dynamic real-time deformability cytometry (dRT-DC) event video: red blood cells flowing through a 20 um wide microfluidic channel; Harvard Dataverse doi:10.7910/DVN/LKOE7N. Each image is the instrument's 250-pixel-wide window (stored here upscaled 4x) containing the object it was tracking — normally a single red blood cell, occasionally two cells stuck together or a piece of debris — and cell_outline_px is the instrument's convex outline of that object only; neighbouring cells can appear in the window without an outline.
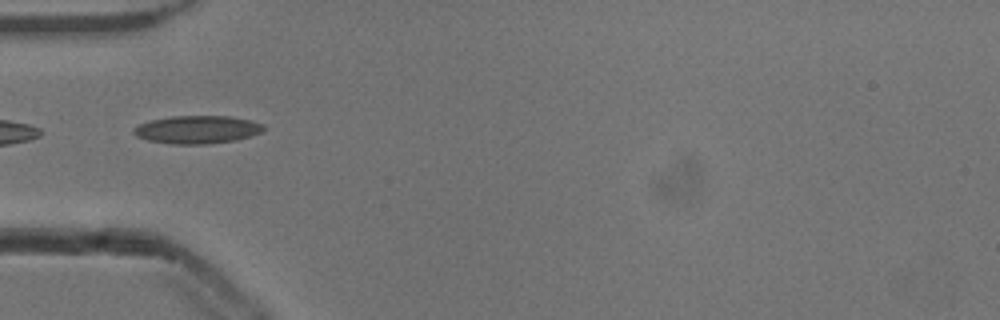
{"species": "common noctule bat (a hibernating species)", "species_latin": "Nyctalus noctula", "temperature_condition": "cold", "stored_images_in_passage": 37, "camera_frame_rate_fps": 3000, "um_per_image_px": 0.085, "animal": {"sex": "male", "body_mass_g": 13.3}, "frame": {"image": 1, "passage_image": 1, "time_ms": 0.0, "image_size_px": [1000, 320], "cell_outline_px": [[264, 128], [260, 132], [236, 140], [208, 144], [172, 144], [148, 140], [136, 136], [132, 132], [132, 128], [140, 124], [152, 120], [172, 116], [228, 116], [248, 120], [264, 124]], "centroid_in_image_um": [16.73, 11.02], "position_along_channel_um": 68.3, "area_um2": 20.98}, "authors_computed_cell_mechanics": {"area_um2": 19.7676, "velocity_mm_per_s": 3.8554, "shape_relaxation_time_tau1_ms": 4.1806, "shape_relaxation_time_tau2_ms": 1.7825, "deformation_change_tau1": 0.118, "deformation_change_tau2": 0.0981}}